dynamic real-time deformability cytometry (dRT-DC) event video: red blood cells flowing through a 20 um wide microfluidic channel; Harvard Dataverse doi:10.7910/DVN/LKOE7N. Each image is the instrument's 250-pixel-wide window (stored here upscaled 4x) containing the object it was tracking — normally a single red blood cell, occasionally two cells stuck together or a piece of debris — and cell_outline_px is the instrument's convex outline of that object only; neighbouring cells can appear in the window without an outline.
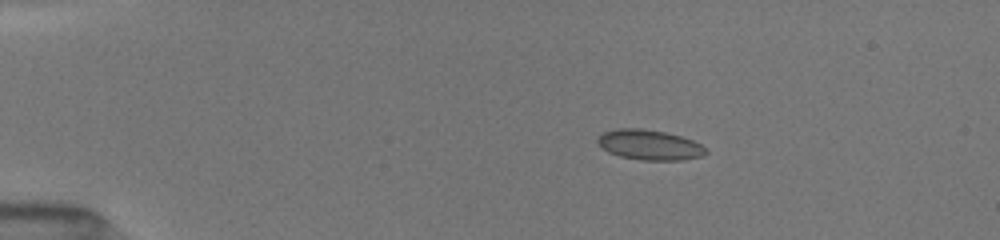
{"species": "common noctule bat (a hibernating species)", "species_latin": "Nyctalus noctula", "temperature_condition": "room temperature", "stored_images_in_passage": 19, "camera_frame_rate_fps": 3000, "um_per_image_px": 0.085, "animal": {"sex": "female", "body_mass_g": 19.5, "forearm_length_mm": 54.1}, "frame": {"image": 1, "passage_image": 4, "time_ms": 3.0, "image_size_px": [1000, 240], "cell_outline_px": [[708, 152], [704, 156], [680, 160], [640, 160], [620, 156], [608, 152], [596, 140], [604, 132], [616, 128], [640, 128], [664, 132], [680, 136], [692, 140], [708, 148]], "centroid_in_image_um": [55.24, 12.32], "position_along_channel_um": 29.8, "area_um2": 18.96}}
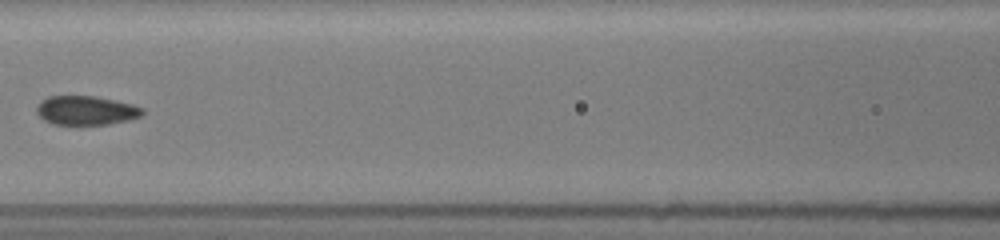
{"frame": {"image": 2, "passage_image": 10, "time_ms": 8.0, "image_size_px": [1000, 240], "cell_outline_px": [[144, 112], [140, 116], [128, 120], [108, 124], [76, 128], [52, 124], [44, 120], [36, 112], [36, 108], [40, 100], [48, 96], [96, 96], [116, 100], [132, 104], [144, 108]], "centroid_in_image_um": [7.28, 9.43], "position_along_channel_um": 159.3, "area_um2": 18.79}}
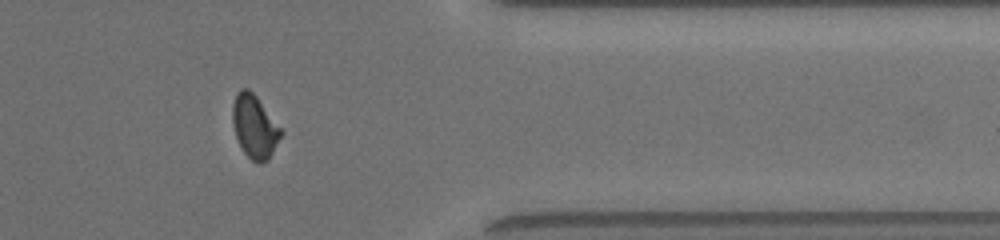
{"frame": {"image": 3, "passage_image": 17, "time_ms": 14.0, "image_size_px": [1000, 240], "cell_outline_px": [[284, 132], [268, 160], [260, 164], [256, 164], [244, 152], [236, 136], [232, 124], [232, 104], [236, 92], [240, 88], [248, 88], [256, 96]], "centroid_in_image_um": [21.63, 10.76], "position_along_channel_um": 389.8, "area_um2": 17.86}, "authors_computed_cell_mechanics": {"area_um2": 18.4382, "velocity_mm_per_s": 4.0593, "shape_relaxation_time_tau1_ms": null, "shape_relaxation_time_tau2_ms": 0.8545, "deformation_change_tau1": null, "deformation_change_tau2": 0.0342}}